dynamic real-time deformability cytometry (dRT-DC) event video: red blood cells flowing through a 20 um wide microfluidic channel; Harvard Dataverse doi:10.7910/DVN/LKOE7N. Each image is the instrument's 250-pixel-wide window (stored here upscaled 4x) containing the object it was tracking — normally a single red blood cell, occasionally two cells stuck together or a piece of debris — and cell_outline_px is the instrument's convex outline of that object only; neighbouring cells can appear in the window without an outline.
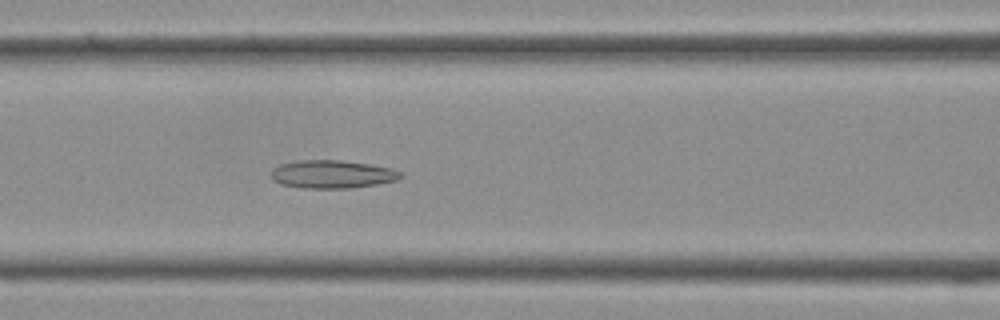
{"species": "Egyptian fruit bat (a non-hibernating species)", "species_latin": "Rousettus aegyptiacus", "temperature_condition": "cold", "stored_images_in_passage": 35, "camera_frame_rate_fps": 3000, "um_per_image_px": 0.085, "frame": {"image": 1, "passage_image": 12, "time_ms": 3.667, "image_size_px": [1000, 320], "cell_outline_px": [[404, 176], [396, 180], [376, 184], [352, 188], [304, 188], [280, 184], [272, 180], [272, 168], [280, 164], [300, 160], [340, 160], [368, 164], [392, 168], [404, 172]], "centroid_in_image_um": [28.25, 14.81], "position_along_channel_um": 138.3, "area_um2": 21.27}}
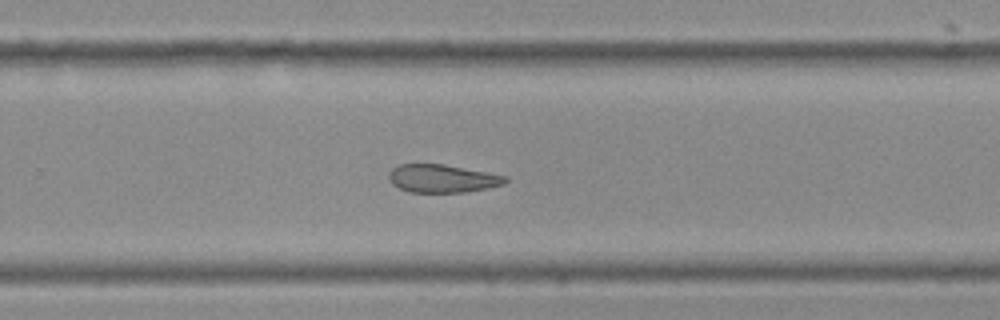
{"frame": {"image": 2, "passage_image": 21, "time_ms": 6.667, "image_size_px": [1000, 320], "cell_outline_px": [[508, 180], [504, 184], [488, 188], [464, 192], [408, 192], [392, 184], [388, 180], [388, 172], [392, 168], [400, 164], [444, 164], [508, 176]], "centroid_in_image_um": [37.58, 15.17], "position_along_channel_um": 292.2, "area_um2": 19.13}}
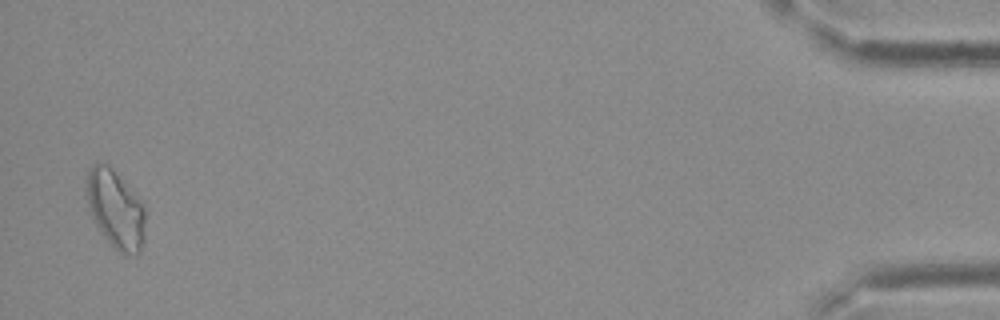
{"frame": {"image": 3, "passage_image": 34, "time_ms": 11.0, "image_size_px": [1000, 320], "cell_outline_px": [[144, 240], [140, 252], [136, 256], [124, 256], [100, 232], [92, 216], [88, 204], [84, 184], [88, 168], [96, 160], [104, 160], [112, 168], [140, 200], [144, 208]], "centroid_in_image_um": [9.78, 17.74], "position_along_channel_um": 425.4, "area_um2": 27.17}}